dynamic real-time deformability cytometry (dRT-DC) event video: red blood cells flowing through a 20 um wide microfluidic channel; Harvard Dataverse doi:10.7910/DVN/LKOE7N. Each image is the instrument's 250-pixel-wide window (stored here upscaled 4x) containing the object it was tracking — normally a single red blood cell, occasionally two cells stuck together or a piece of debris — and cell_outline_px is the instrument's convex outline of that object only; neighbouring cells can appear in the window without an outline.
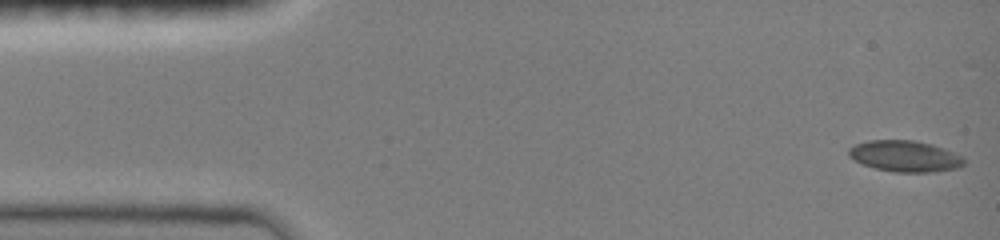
{"species": "common noctule bat (a hibernating species)", "species_latin": "Nyctalus noctula", "temperature_condition": "room temperature", "stored_images_in_passage": 20, "camera_frame_rate_fps": 3000, "um_per_image_px": 0.085, "animal": {"sex": "female", "body_mass_g": 19.0, "forearm_length_mm": 51.5}, "frame": {"image": 1, "passage_image": 1, "time_ms": 0.0, "image_size_px": [1000, 240], "cell_outline_px": [[964, 164], [960, 168], [932, 172], [896, 172], [876, 168], [864, 164], [848, 156], [848, 148], [856, 144], [868, 140], [916, 140], [932, 144], [944, 148], [964, 156]], "centroid_in_image_um": [76.96, 13.27], "position_along_channel_um": 8.0, "area_um2": 21.04}}
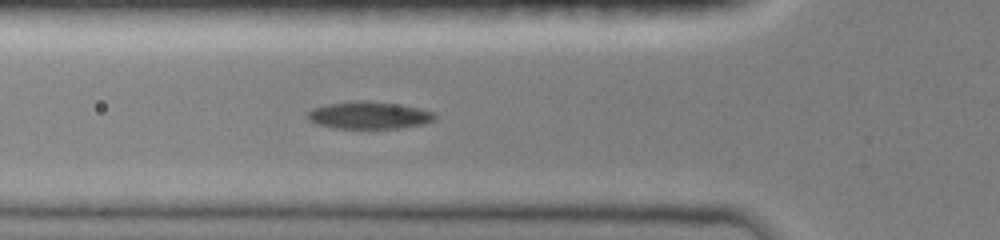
{"frame": {"image": 2, "passage_image": 15, "time_ms": 5.0, "image_size_px": [1000, 240], "cell_outline_px": [[436, 120], [424, 124], [400, 128], [336, 128], [316, 124], [308, 120], [308, 112], [312, 108], [324, 104], [356, 100], [364, 100], [396, 104], [436, 112]], "centroid_in_image_um": [31.36, 9.79], "position_along_channel_um": 94.4, "area_um2": 20.35}}
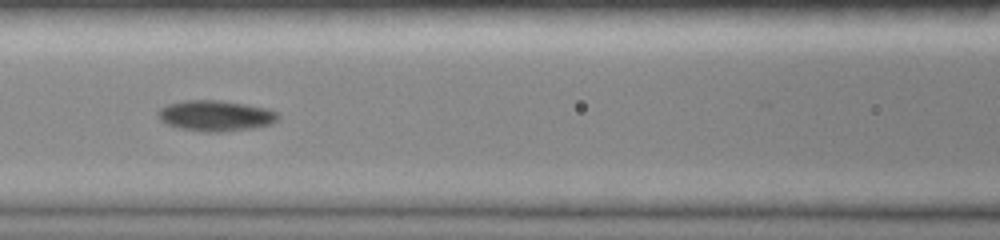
{"frame": {"image": 3, "passage_image": 18, "time_ms": 6.333, "image_size_px": [1000, 240], "cell_outline_px": [[280, 116], [272, 124], [252, 128], [224, 132], [204, 132], [180, 128], [164, 124], [156, 116], [156, 112], [160, 108], [168, 104], [184, 100], [216, 100], [244, 104], [268, 108], [280, 112]], "centroid_in_image_um": [18.31, 9.84], "position_along_channel_um": 148.3, "area_um2": 21.79}}